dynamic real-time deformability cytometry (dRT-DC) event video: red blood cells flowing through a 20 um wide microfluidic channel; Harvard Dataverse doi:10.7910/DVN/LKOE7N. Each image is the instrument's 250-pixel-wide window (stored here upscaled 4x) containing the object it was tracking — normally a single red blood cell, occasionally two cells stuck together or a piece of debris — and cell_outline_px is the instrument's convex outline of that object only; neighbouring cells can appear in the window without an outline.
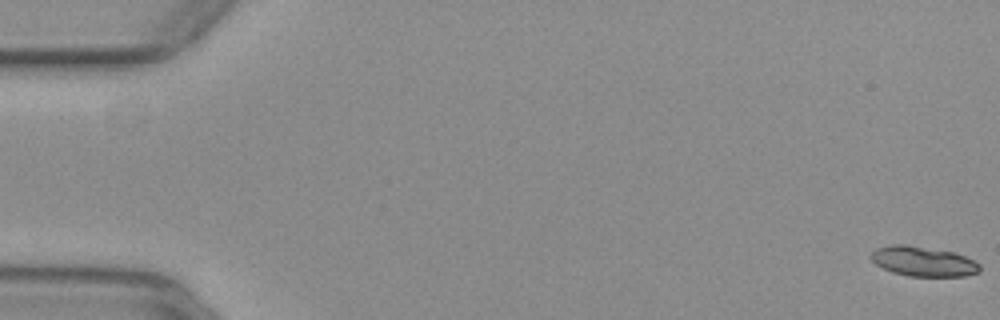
{"species": "common noctule bat (a hibernating species)", "species_latin": "Nyctalus noctula", "temperature_condition": "warm", "stored_images_in_passage": 55, "segment_of_instrument_passage": [1, 2], "camera_frame_rate_fps": 3000, "um_per_image_px": 0.085, "animal": {"sex": "female", "body_mass_g": 29.2, "forearm_length_mm": 56.3}, "frame": {"image": 1, "passage_image": 1, "time_ms": 0.0, "image_size_px": [1000, 320], "cell_outline_px": [[980, 272], [964, 276], [908, 276], [892, 272], [876, 264], [868, 256], [876, 248], [892, 244], [904, 244], [952, 252], [964, 256], [980, 264]], "centroid_in_image_um": [78.44, 22.22], "position_along_channel_um": 6.6, "area_um2": 18.79}}
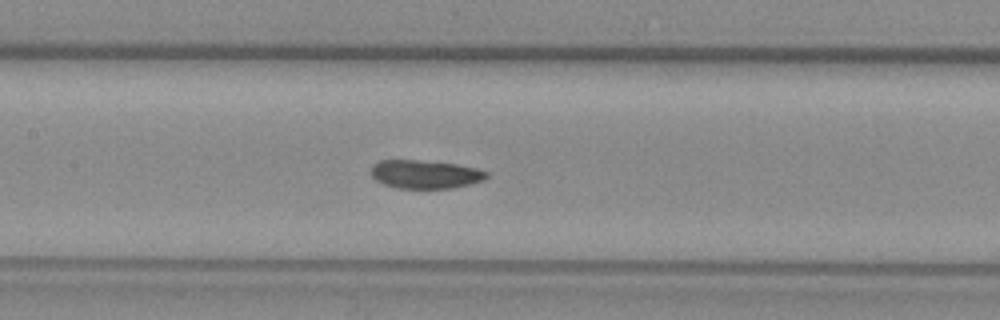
{"frame": {"image": 2, "passage_image": 26, "time_ms": 8.333, "image_size_px": [1000, 320], "cell_outline_px": [[488, 176], [484, 180], [452, 188], [396, 188], [384, 184], [376, 180], [372, 176], [372, 164], [380, 160], [416, 160], [456, 164], [476, 168], [488, 172]], "centroid_in_image_um": [36.13, 14.81], "position_along_channel_um": 171.3, "area_um2": 19.02}}
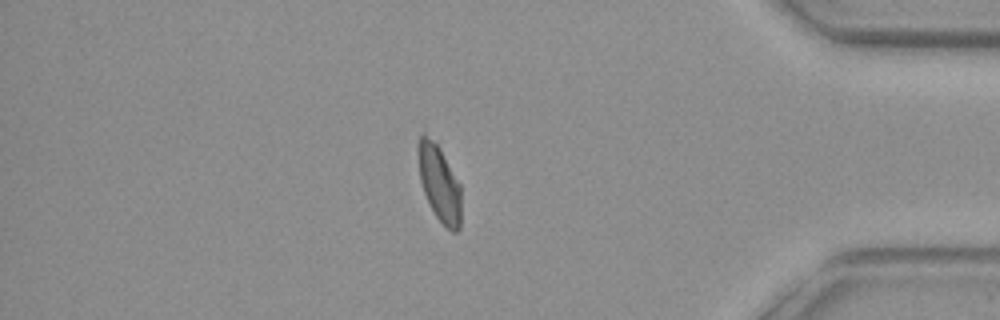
{"frame": {"image": 3, "passage_image": 46, "time_ms": 15.0, "image_size_px": [1000, 320], "cell_outline_px": [[460, 228], [456, 232], [452, 232], [436, 216], [424, 192], [420, 180], [416, 152], [416, 144], [420, 136], [424, 132], [440, 148], [460, 184]], "centroid_in_image_um": [37.31, 15.53], "position_along_channel_um": 397.9, "area_um2": 19.02}}